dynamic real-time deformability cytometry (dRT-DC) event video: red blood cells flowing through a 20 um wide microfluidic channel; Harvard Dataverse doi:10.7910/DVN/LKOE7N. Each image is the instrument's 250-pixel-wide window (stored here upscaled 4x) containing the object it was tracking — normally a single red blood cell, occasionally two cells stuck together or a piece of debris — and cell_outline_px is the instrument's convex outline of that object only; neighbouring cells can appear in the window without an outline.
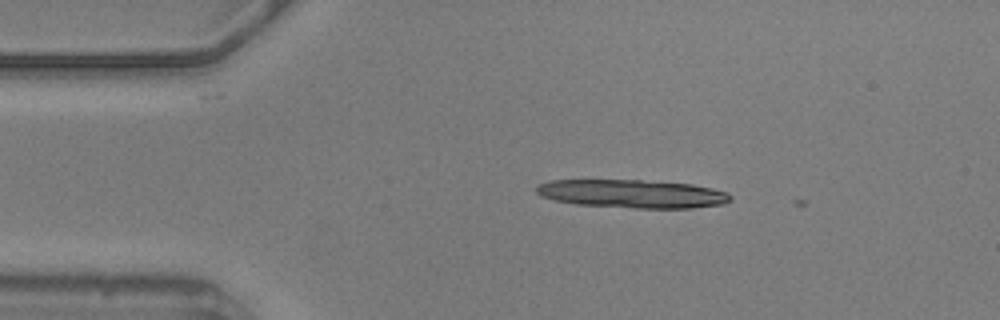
{"species": "common noctule bat (a hibernating species)", "species_latin": "Nyctalus noctula", "temperature_condition": "warm", "stored_images_in_passage": 3, "camera_frame_rate_fps": 3000, "um_per_image_px": 0.085, "animal": {"sex": "male", "body_mass_g": 20.5, "forearm_length_mm": 52.5}, "frame": {"image": 1, "passage_image": 2, "time_ms": 0.333, "image_size_px": [1000, 320], "cell_outline_px": [[732, 200], [724, 204], [692, 208], [636, 208], [576, 204], [556, 200], [540, 196], [536, 192], [536, 188], [540, 184], [552, 180], [640, 180], [692, 184], [712, 188], [728, 192], [732, 196]], "centroid_in_image_um": [53.8, 16.47], "position_along_channel_um": 31.2, "area_um2": 32.02}}